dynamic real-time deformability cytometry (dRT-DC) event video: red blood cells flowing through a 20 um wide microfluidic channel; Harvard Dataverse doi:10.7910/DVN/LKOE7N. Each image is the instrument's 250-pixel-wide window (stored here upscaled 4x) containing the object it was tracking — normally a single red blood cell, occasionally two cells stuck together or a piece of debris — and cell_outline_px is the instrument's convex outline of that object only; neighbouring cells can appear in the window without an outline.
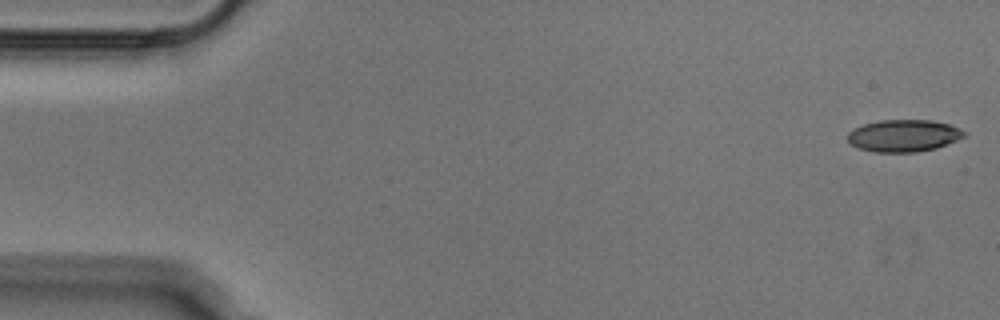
{"species": "Egyptian fruit bat (a non-hibernating species)", "species_latin": "Rousettus aegyptiacus", "temperature_condition": "cold", "stored_images_in_passage": 47, "camera_frame_rate_fps": 3000, "um_per_image_px": 0.085, "animal": {"sex": "male"}, "frame": {"image": 1, "passage_image": 1, "time_ms": 0.0, "image_size_px": [1000, 320], "cell_outline_px": [[964, 136], [956, 140], [936, 148], [916, 152], [872, 152], [856, 148], [848, 140], [848, 132], [864, 124], [880, 120], [932, 120], [948, 124], [960, 128], [964, 132]], "centroid_in_image_um": [76.79, 11.54], "position_along_channel_um": 8.2, "area_um2": 21.68}}
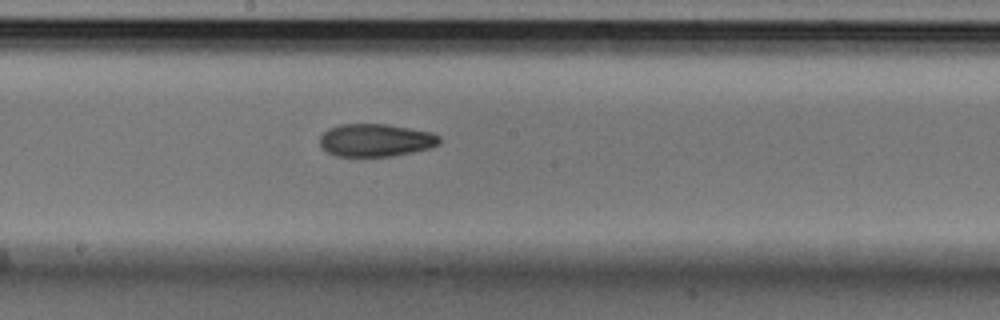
{"frame": {"image": 2, "passage_image": 27, "time_ms": 8.667, "image_size_px": [1000, 320], "cell_outline_px": [[440, 144], [432, 148], [392, 156], [336, 156], [320, 148], [320, 136], [328, 128], [340, 124], [388, 124], [432, 132], [440, 136]], "centroid_in_image_um": [31.94, 11.91], "position_along_channel_um": 216.3, "area_um2": 23.06}}
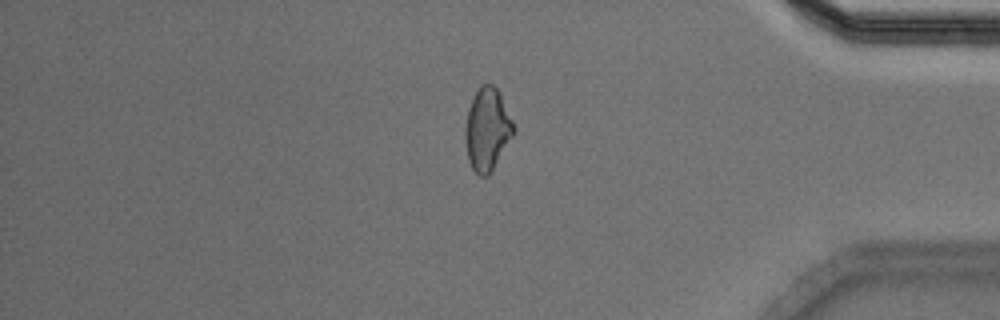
{"frame": {"image": 3, "passage_image": 43, "time_ms": 14.0, "image_size_px": [1000, 320], "cell_outline_px": [[516, 128], [512, 136], [488, 176], [480, 176], [472, 168], [468, 160], [464, 136], [464, 132], [468, 108], [480, 84], [492, 84], [500, 92]], "centroid_in_image_um": [41.41, 10.97], "position_along_channel_um": 393.8, "area_um2": 23.12}}